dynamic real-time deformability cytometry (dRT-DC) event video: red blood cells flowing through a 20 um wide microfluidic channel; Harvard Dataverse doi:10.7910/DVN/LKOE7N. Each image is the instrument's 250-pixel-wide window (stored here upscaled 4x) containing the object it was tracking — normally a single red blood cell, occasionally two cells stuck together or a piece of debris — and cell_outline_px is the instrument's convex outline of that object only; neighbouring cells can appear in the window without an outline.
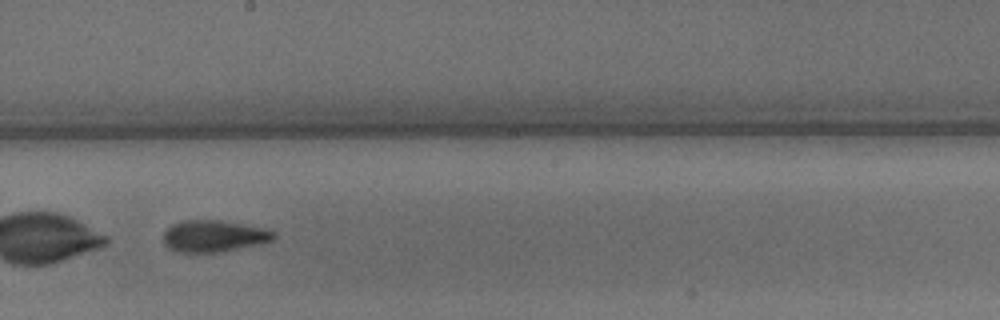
{"species": "common noctule bat (a hibernating species)", "species_latin": "Nyctalus noctula", "temperature_condition": "warm", "stored_images_in_passage": 48, "camera_frame_rate_fps": 3000, "um_per_image_px": 0.085, "animal": {"sex": "male", "body_mass_g": 15.6}, "frame": {"image": 1, "passage_image": 27, "time_ms": 8.667, "image_size_px": [1000, 320], "cell_outline_px": [[276, 236], [272, 240], [260, 244], [216, 252], [180, 252], [168, 248], [164, 244], [164, 232], [172, 224], [184, 220], [220, 220], [264, 228], [276, 232]], "centroid_in_image_um": [18.17, 20.06], "position_along_channel_um": 230.0, "area_um2": 20.23}}
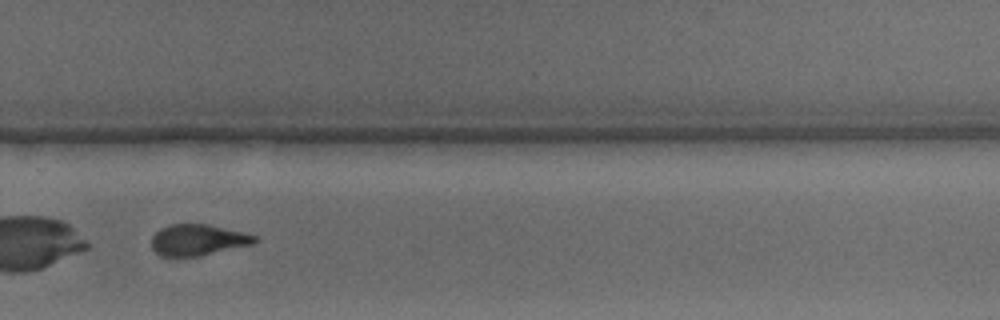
{"frame": {"image": 2, "passage_image": 33, "time_ms": 10.667, "image_size_px": [1000, 320], "cell_outline_px": [[260, 240], [256, 244], [200, 256], [160, 256], [152, 248], [152, 236], [160, 228], [168, 224], [208, 224], [256, 236]], "centroid_in_image_um": [16.84, 20.4], "position_along_channel_um": 313.0, "area_um2": 18.84}, "authors_computed_cell_mechanics": {"area_um2": 20.4612, "velocity_mm_per_s": 4.1574, "shape_relaxation_time_tau1_ms": 5.1232, "shape_relaxation_time_tau2_ms": 1.9937, "deformation_change_tau1": 0.2076, "deformation_change_tau2": 0.1132}}